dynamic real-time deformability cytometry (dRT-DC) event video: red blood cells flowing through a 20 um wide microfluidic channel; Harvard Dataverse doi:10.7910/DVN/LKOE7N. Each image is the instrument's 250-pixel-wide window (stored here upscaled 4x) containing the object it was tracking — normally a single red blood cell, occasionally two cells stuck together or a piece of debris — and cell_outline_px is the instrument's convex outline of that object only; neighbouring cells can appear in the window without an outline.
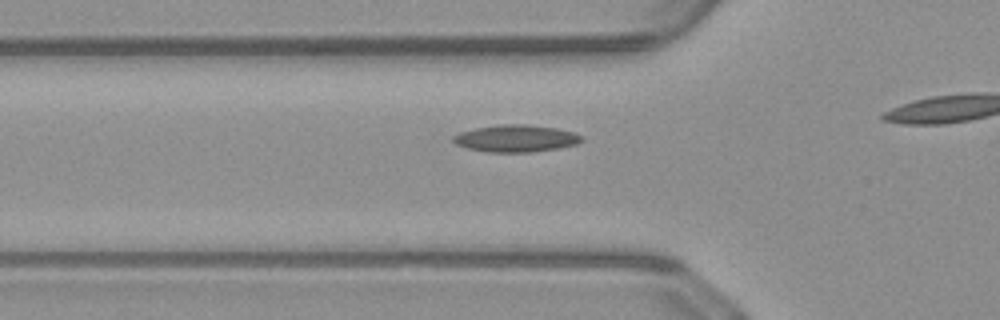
{"species": "common noctule bat (a hibernating species)", "species_latin": "Nyctalus noctula", "temperature_condition": "warm", "stored_images_in_passage": 18, "camera_frame_rate_fps": 3000, "um_per_image_px": 0.085, "animal": {"sex": "male", "body_mass_g": 23.1, "forearm_length_mm": 52.7}, "frame": {"image": 1, "passage_image": 4, "time_ms": 1.0, "image_size_px": [1000, 320], "cell_outline_px": [[584, 140], [576, 144], [560, 148], [528, 152], [488, 152], [468, 148], [456, 144], [452, 140], [452, 136], [460, 132], [476, 128], [500, 124], [524, 124], [556, 128], [576, 132], [584, 136]], "centroid_in_image_um": [43.89, 11.76], "position_along_channel_um": 81.9, "area_um2": 20.35}}
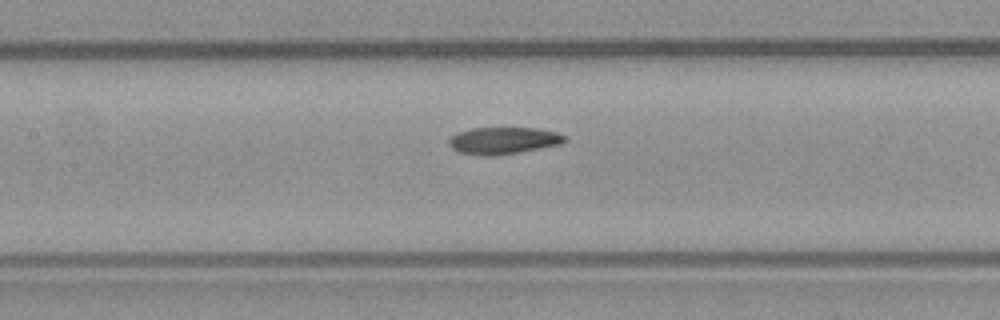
{"frame": {"image": 2, "passage_image": 10, "time_ms": 3.0, "image_size_px": [1000, 320], "cell_outline_px": [[568, 140], [560, 144], [520, 152], [492, 156], [460, 152], [452, 148], [448, 144], [448, 140], [456, 132], [472, 128], [536, 128], [556, 132], [568, 136]], "centroid_in_image_um": [42.81, 11.94], "position_along_channel_um": 164.6, "area_um2": 18.15}}
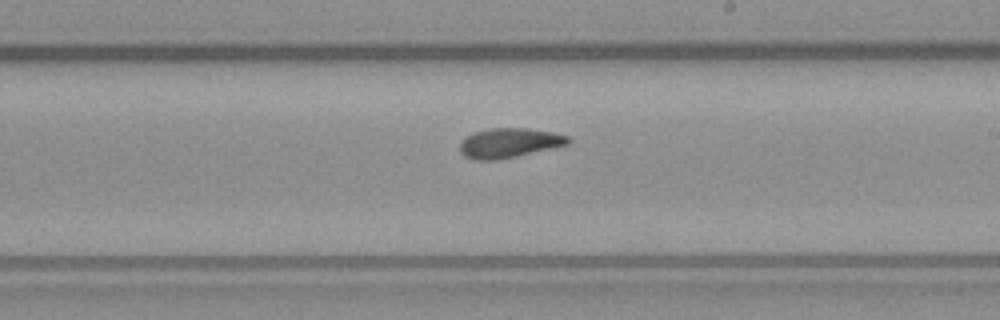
{"frame": {"image": 3, "passage_image": 16, "time_ms": 5.0, "image_size_px": [1000, 320], "cell_outline_px": [[568, 144], [516, 156], [496, 160], [472, 160], [464, 156], [460, 152], [460, 140], [464, 136], [488, 128], [524, 128], [552, 132], [568, 136]], "centroid_in_image_um": [43.19, 12.15], "position_along_channel_um": 245.8, "area_um2": 18.55}}